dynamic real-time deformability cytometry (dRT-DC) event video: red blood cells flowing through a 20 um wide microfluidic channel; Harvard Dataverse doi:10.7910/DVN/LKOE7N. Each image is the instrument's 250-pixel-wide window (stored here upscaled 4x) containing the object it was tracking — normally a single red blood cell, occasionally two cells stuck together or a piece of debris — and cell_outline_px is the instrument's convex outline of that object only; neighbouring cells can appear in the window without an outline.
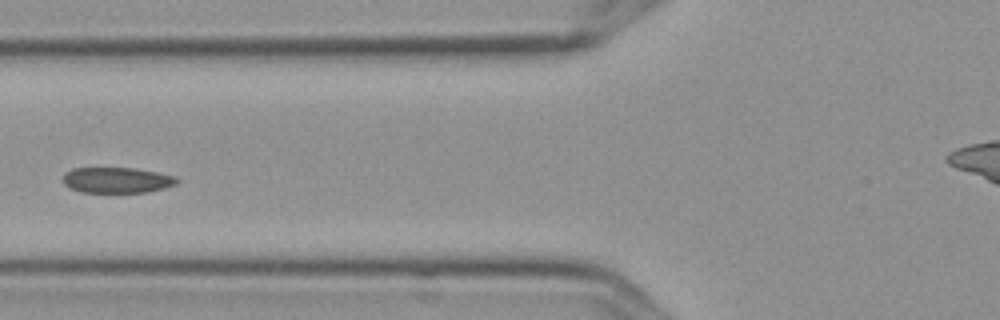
{"species": "Egyptian fruit bat (a non-hibernating species)", "species_latin": "Rousettus aegyptiacus", "temperature_condition": "cold", "stored_images_in_passage": 15, "segment_of_instrument_passage": [1, 2], "camera_frame_rate_fps": 3000, "um_per_image_px": 0.085, "frame": {"image": 1, "passage_image": 5, "time_ms": 1.333, "image_size_px": [1000, 320], "cell_outline_px": [[180, 180], [176, 184], [164, 188], [148, 192], [80, 192], [68, 188], [64, 184], [64, 172], [72, 168], [136, 168], [176, 176]], "centroid_in_image_um": [9.93, 15.31], "position_along_channel_um": 115.9, "area_um2": 17.17}}
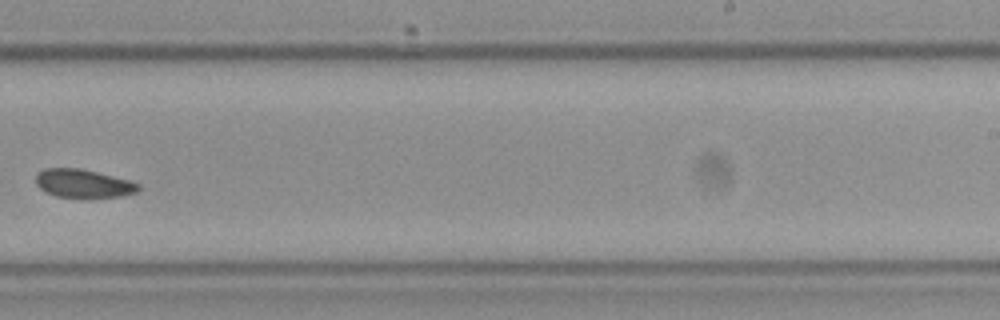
{"frame": {"image": 2, "passage_image": 9, "time_ms": 2.667, "image_size_px": [1000, 320], "cell_outline_px": [[140, 188], [136, 192], [124, 196], [88, 200], [80, 200], [56, 196], [44, 192], [36, 184], [36, 172], [44, 168], [80, 168], [128, 180], [140, 184]], "centroid_in_image_um": [7.06, 15.65], "position_along_channel_um": 281.9, "area_um2": 17.74}}
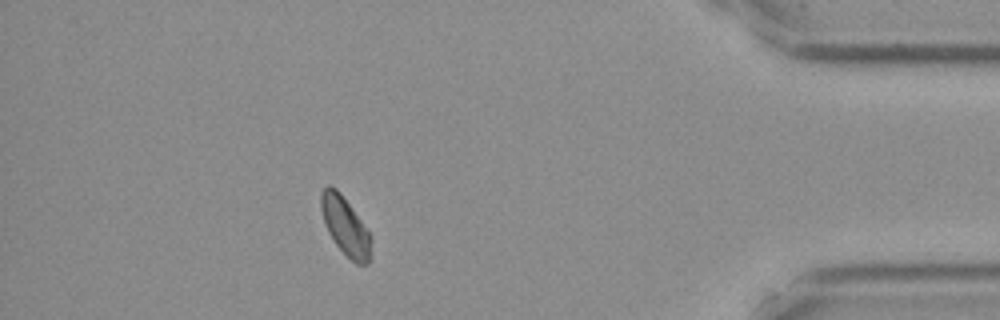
{"frame": {"image": 3, "passage_image": 13, "time_ms": 4.0, "image_size_px": [1000, 320], "cell_outline_px": [[372, 240], [368, 264], [356, 264], [336, 244], [328, 232], [320, 208], [320, 192], [328, 184], [336, 188], [340, 192], [372, 236]], "centroid_in_image_um": [29.34, 19.19], "position_along_channel_um": 405.9, "area_um2": 16.76}}